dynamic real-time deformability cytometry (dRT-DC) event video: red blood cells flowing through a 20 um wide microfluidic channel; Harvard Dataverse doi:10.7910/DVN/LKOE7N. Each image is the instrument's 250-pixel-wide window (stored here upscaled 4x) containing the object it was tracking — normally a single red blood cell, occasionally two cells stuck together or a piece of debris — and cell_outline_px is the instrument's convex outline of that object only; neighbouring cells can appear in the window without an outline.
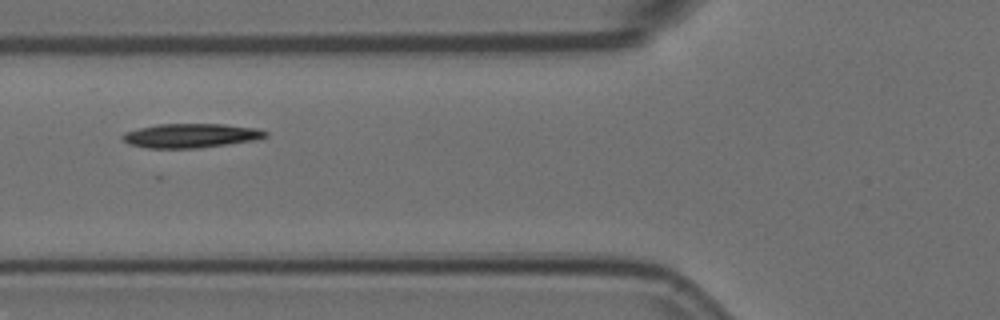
{"species": "Egyptian fruit bat (a non-hibernating species)", "species_latin": "Rousettus aegyptiacus", "temperature_condition": "room temperature", "stored_images_in_passage": 11, "camera_frame_rate_fps": 3000, "um_per_image_px": 0.085, "animal": {"sex": "female"}, "frame": {"image": 1, "passage_image": 2, "time_ms": 0.333, "image_size_px": [1000, 320], "cell_outline_px": [[268, 136], [256, 140], [196, 148], [148, 148], [128, 144], [120, 136], [124, 132], [156, 124], [224, 124], [256, 128], [268, 132]], "centroid_in_image_um": [16.21, 11.52], "position_along_channel_um": 109.6, "area_um2": 20.11}}
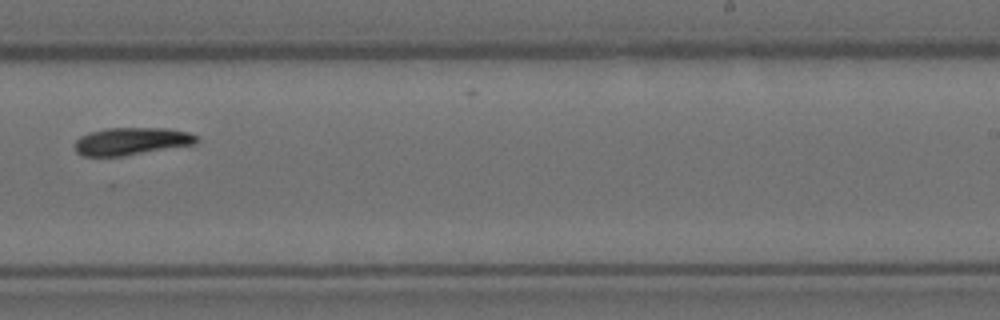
{"frame": {"image": 2, "passage_image": 6, "time_ms": 1.667, "image_size_px": [1000, 320], "cell_outline_px": [[200, 140], [196, 144], [124, 156], [84, 156], [76, 152], [76, 140], [80, 136], [88, 132], [108, 128], [164, 128], [188, 132], [196, 136]], "centroid_in_image_um": [11.18, 12.01], "position_along_channel_um": 277.8, "area_um2": 19.54}}
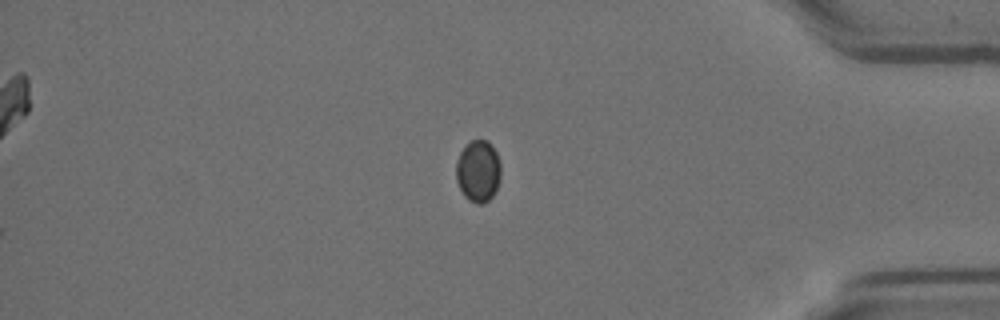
{"frame": {"image": 3, "passage_image": 11, "time_ms": 3.333, "image_size_px": [1000, 320], "cell_outline_px": [[500, 176], [496, 192], [488, 200], [480, 204], [476, 204], [468, 200], [464, 196], [456, 180], [456, 160], [460, 152], [472, 140], [488, 140], [492, 144], [496, 152], [500, 164]], "centroid_in_image_um": [40.64, 14.55], "position_along_channel_um": 394.6, "area_um2": 16.18}}